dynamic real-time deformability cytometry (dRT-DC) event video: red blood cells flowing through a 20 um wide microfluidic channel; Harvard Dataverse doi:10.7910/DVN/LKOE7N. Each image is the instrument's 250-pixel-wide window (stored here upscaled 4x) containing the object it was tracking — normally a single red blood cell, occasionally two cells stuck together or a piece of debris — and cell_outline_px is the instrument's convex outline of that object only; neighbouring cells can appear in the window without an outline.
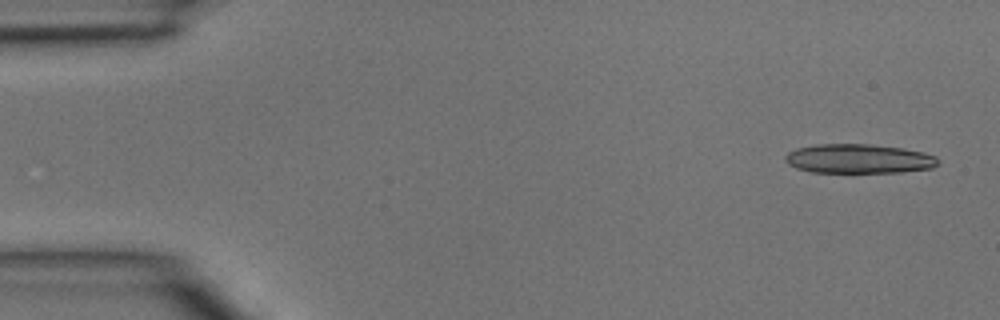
{"species": "common noctule bat (a hibernating species)", "species_latin": "Nyctalus noctula", "temperature_condition": "room temperature", "stored_images_in_passage": 4, "camera_frame_rate_fps": 3000, "um_per_image_px": 0.085, "animal": {"sex": "male", "body_mass_g": 15.6}, "frame": {"image": 1, "passage_image": 1, "time_ms": 0.0, "image_size_px": [1000, 320], "cell_outline_px": [[940, 164], [932, 168], [904, 172], [812, 172], [796, 168], [788, 164], [784, 160], [784, 156], [788, 152], [796, 148], [816, 144], [872, 144], [904, 148], [924, 152], [936, 156], [940, 160]], "centroid_in_image_um": [73.02, 13.49], "position_along_channel_um": 12.0, "area_um2": 26.41}}